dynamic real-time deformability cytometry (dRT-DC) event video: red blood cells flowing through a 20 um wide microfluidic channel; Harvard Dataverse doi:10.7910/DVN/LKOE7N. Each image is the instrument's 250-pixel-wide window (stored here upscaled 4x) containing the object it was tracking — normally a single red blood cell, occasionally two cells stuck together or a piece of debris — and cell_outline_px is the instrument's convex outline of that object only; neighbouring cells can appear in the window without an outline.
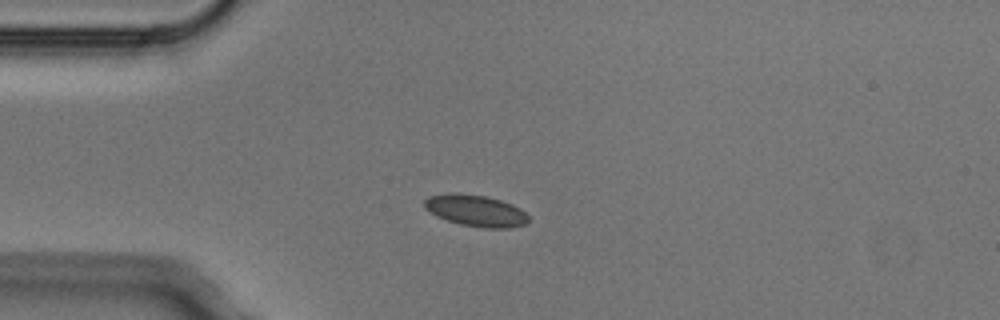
{"species": "Egyptian fruit bat (a non-hibernating species)", "species_latin": "Rousettus aegyptiacus", "temperature_condition": "cold", "stored_images_in_passage": 6, "camera_frame_rate_fps": 3000, "um_per_image_px": 0.085, "animal": {"sex": "male"}, "frame": {"image": 1, "passage_image": 2, "time_ms": 0.333, "image_size_px": [1000, 320], "cell_outline_px": [[528, 224], [508, 228], [484, 228], [460, 224], [436, 216], [424, 208], [424, 200], [428, 196], [448, 192], [460, 192], [484, 196], [500, 200], [512, 204], [520, 208], [528, 216]], "centroid_in_image_um": [40.42, 17.89], "position_along_channel_um": 44.6, "area_um2": 19.31}}
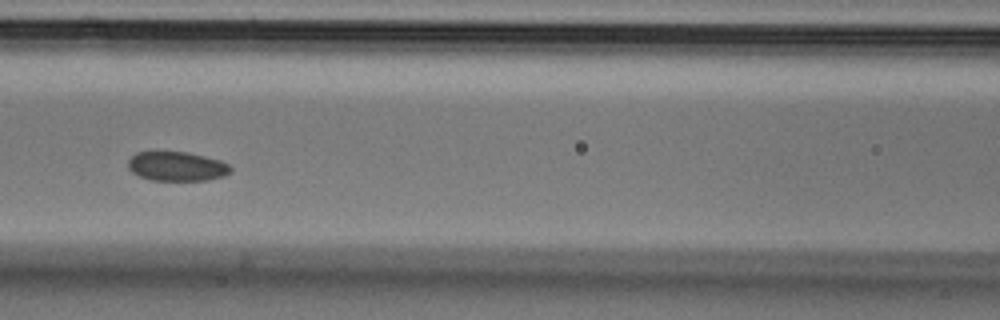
{"frame": {"image": 2, "passage_image": 5, "time_ms": 1.333, "image_size_px": [1000, 320], "cell_outline_px": [[232, 172], [224, 176], [208, 180], [152, 180], [140, 176], [132, 172], [128, 168], [128, 160], [136, 152], [156, 148], [188, 152], [220, 160], [228, 164], [232, 168]], "centroid_in_image_um": [14.99, 14.08], "position_along_channel_um": 151.6, "area_um2": 18.26}}
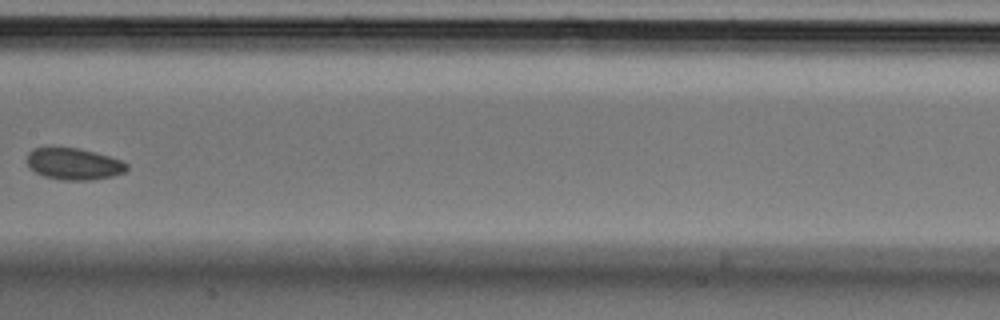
{"frame": {"image": 3, "passage_image": 6, "time_ms": 1.667, "image_size_px": [1000, 320], "cell_outline_px": [[128, 168], [124, 172], [112, 176], [92, 180], [60, 180], [44, 176], [36, 172], [28, 164], [28, 152], [32, 148], [80, 148], [96, 152], [120, 160], [128, 164]], "centroid_in_image_um": [6.29, 13.93], "position_along_channel_um": 201.1, "area_um2": 18.26}}